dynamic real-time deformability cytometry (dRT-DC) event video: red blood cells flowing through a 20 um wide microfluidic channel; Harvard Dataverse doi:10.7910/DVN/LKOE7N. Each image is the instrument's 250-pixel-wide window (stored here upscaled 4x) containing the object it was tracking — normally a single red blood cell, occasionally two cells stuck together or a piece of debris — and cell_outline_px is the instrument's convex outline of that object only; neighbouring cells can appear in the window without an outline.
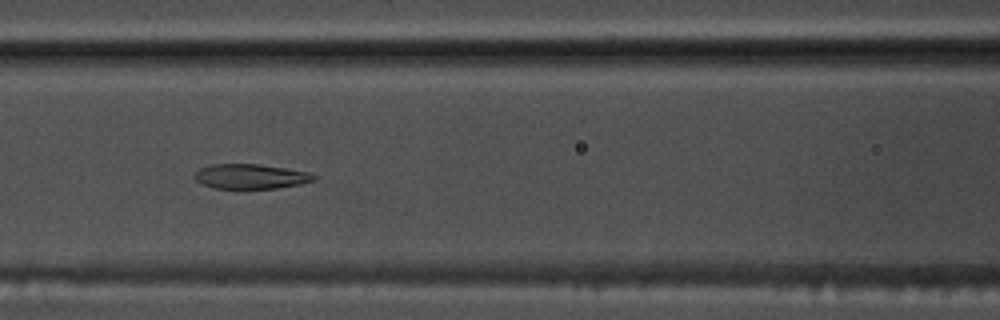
{"species": "common noctule bat (a hibernating species)", "species_latin": "Nyctalus noctula", "temperature_condition": "warm", "stored_images_in_passage": 55, "segment_of_instrument_passage": [1, 2], "camera_frame_rate_fps": 3000, "um_per_image_px": 0.085, "animal": {"sex": "male", "body_mass_g": 17.5, "forearm_length_mm": 52.3}, "frame": {"image": 1, "passage_image": 23, "time_ms": 7.333, "image_size_px": [1000, 320], "cell_outline_px": [[316, 180], [300, 184], [276, 188], [212, 188], [196, 180], [192, 176], [200, 168], [212, 164], [260, 164], [308, 172], [316, 176]], "centroid_in_image_um": [21.29, 14.99], "position_along_channel_um": 145.3, "area_um2": 17.11}}
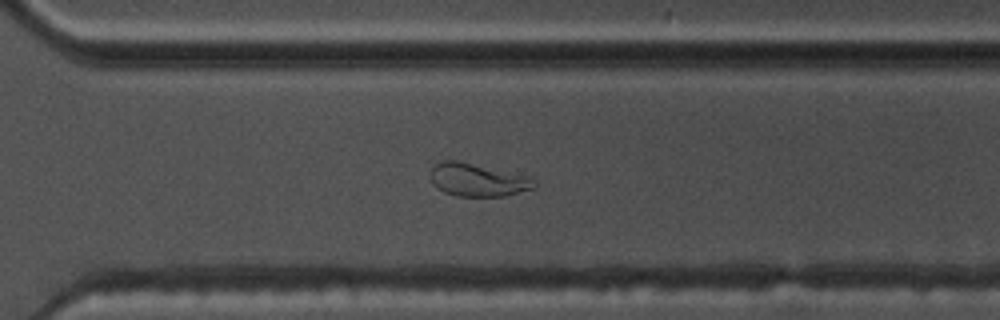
{"frame": {"image": 2, "passage_image": 38, "time_ms": 12.333, "image_size_px": [1000, 320], "cell_outline_px": [[536, 184], [532, 188], [504, 196], [456, 196], [444, 192], [436, 188], [432, 184], [428, 172], [436, 164], [444, 160], [456, 160], [532, 176], [536, 180]], "centroid_in_image_um": [40.58, 15.28], "position_along_channel_um": 330.0, "area_um2": 20.17}}
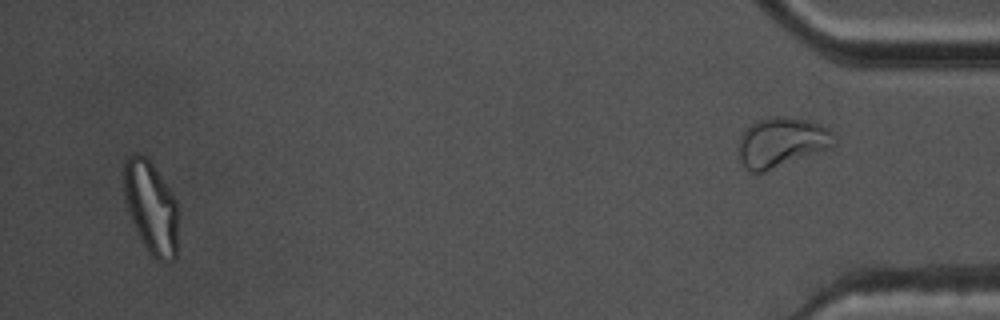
{"frame": {"image": 3, "passage_image": 52, "time_ms": 17.0, "image_size_px": [1000, 320], "cell_outline_px": [[176, 256], [168, 264], [164, 264], [156, 260], [148, 252], [132, 220], [124, 196], [124, 160], [132, 152], [140, 152], [152, 164], [172, 192], [176, 200]], "centroid_in_image_um": [12.83, 17.61], "position_along_channel_um": 422.4, "area_um2": 29.02}}